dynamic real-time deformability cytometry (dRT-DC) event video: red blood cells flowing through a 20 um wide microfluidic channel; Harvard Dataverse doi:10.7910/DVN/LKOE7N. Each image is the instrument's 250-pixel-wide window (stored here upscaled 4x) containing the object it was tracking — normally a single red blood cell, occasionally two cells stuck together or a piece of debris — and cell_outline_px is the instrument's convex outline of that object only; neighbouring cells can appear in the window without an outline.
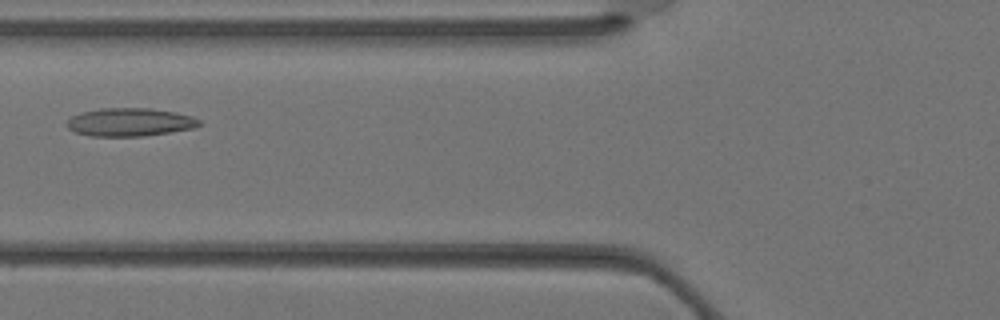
{"species": "Egyptian fruit bat (a non-hibernating species)", "species_latin": "Rousettus aegyptiacus", "temperature_condition": "warm", "stored_images_in_passage": 33, "camera_frame_rate_fps": 3000, "um_per_image_px": 0.085, "animal": {"sex": "female"}, "frame": {"image": 1, "passage_image": 11, "time_ms": 3.333, "image_size_px": [1000, 320], "cell_outline_px": [[200, 124], [196, 128], [144, 136], [92, 136], [76, 132], [68, 128], [64, 124], [72, 116], [80, 112], [100, 108], [148, 108], [172, 112], [192, 116], [200, 120]], "centroid_in_image_um": [11.01, 10.38], "position_along_channel_um": 114.8, "area_um2": 21.73}}
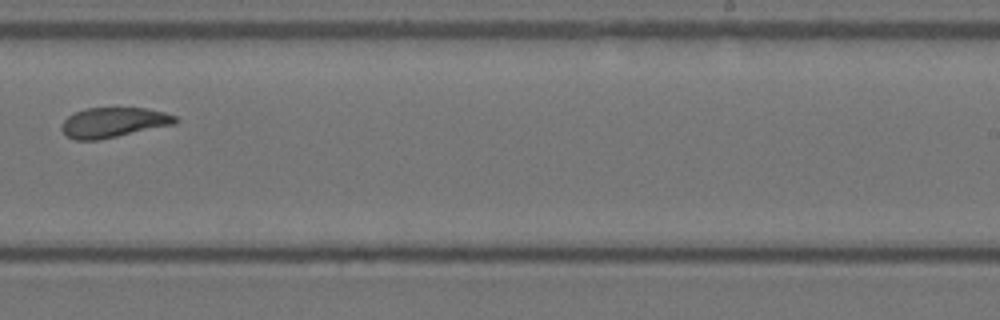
{"frame": {"image": 2, "passage_image": 20, "time_ms": 6.333, "image_size_px": [1000, 320], "cell_outline_px": [[180, 120], [176, 124], [100, 140], [76, 140], [68, 136], [60, 128], [60, 124], [68, 116], [76, 112], [88, 108], [144, 108], [164, 112], [176, 116]], "centroid_in_image_um": [9.67, 10.41], "position_along_channel_um": 279.3, "area_um2": 19.94}}
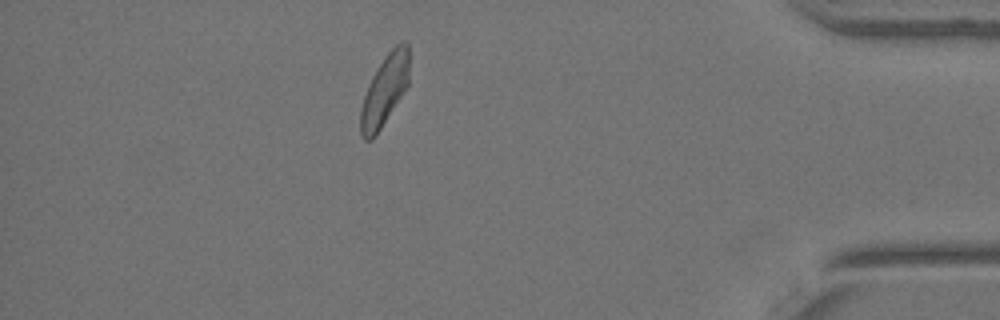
{"frame": {"image": 3, "passage_image": 29, "time_ms": 9.333, "image_size_px": [1000, 320], "cell_outline_px": [[408, 84], [376, 136], [372, 140], [364, 140], [360, 132], [360, 108], [368, 84], [372, 76], [388, 52], [396, 44], [404, 40], [408, 40]], "centroid_in_image_um": [32.67, 7.69], "position_along_channel_um": 402.5, "area_um2": 19.83}}